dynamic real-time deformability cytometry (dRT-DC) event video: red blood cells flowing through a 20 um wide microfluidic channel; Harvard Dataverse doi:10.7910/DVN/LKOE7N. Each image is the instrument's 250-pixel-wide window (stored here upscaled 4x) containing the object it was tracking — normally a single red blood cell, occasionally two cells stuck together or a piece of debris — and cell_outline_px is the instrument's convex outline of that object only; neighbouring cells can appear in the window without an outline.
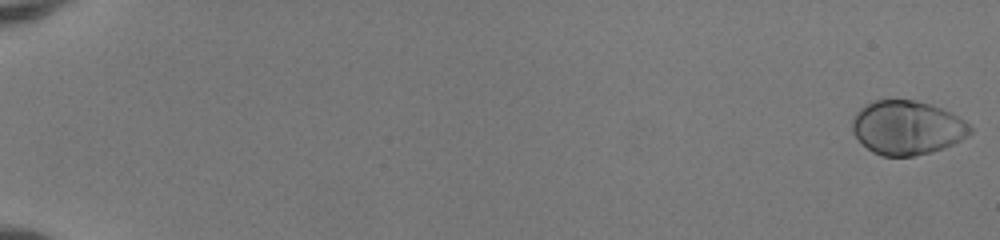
{"species": "human", "species_latin": "Homo sapiens", "temperature_condition": "room temperature", "stored_images_in_passage": 53, "camera_frame_rate_fps": 3000, "um_per_image_px": 0.085, "donor": {"sex": "female"}, "frame": {"image": 1, "passage_image": 1, "time_ms": 0.0, "image_size_px": [1000, 240], "cell_outline_px": [[972, 132], [968, 136], [944, 148], [932, 152], [912, 156], [880, 156], [872, 152], [852, 132], [852, 120], [856, 112], [864, 104], [872, 100], [916, 100], [952, 112], [964, 120], [972, 128]], "centroid_in_image_um": [77.1, 10.85], "position_along_channel_um": 7.9, "area_um2": 37.17}}
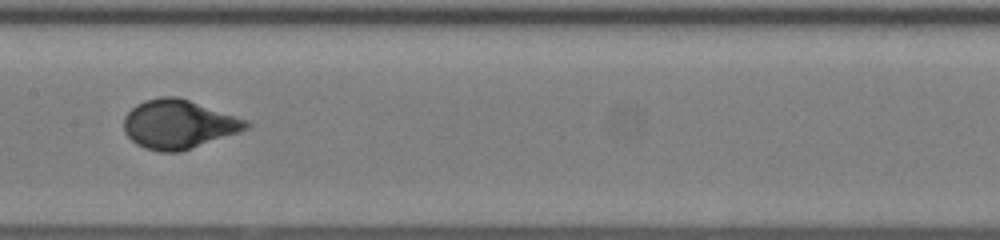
{"frame": {"image": 2, "passage_image": 30, "time_ms": 9.667, "image_size_px": [1000, 240], "cell_outline_px": [[252, 124], [248, 128], [240, 132], [180, 152], [160, 152], [144, 148], [136, 144], [124, 132], [124, 116], [136, 104], [144, 100], [160, 96], [176, 96], [248, 120]], "centroid_in_image_um": [15.17, 10.57], "position_along_channel_um": 192.2, "area_um2": 34.85}}
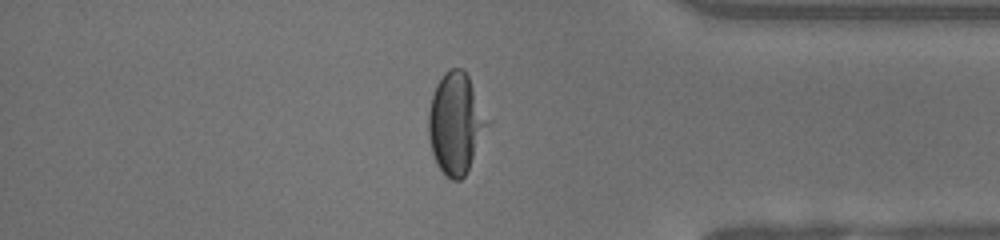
{"frame": {"image": 3, "passage_image": 46, "time_ms": 15.0, "image_size_px": [1000, 240], "cell_outline_px": [[492, 124], [464, 176], [460, 180], [452, 180], [444, 176], [432, 152], [428, 136], [428, 112], [432, 96], [436, 84], [444, 72], [452, 68], [464, 68], [492, 120]], "centroid_in_image_um": [38.8, 10.46], "position_along_channel_um": 396.4, "area_um2": 35.49}}